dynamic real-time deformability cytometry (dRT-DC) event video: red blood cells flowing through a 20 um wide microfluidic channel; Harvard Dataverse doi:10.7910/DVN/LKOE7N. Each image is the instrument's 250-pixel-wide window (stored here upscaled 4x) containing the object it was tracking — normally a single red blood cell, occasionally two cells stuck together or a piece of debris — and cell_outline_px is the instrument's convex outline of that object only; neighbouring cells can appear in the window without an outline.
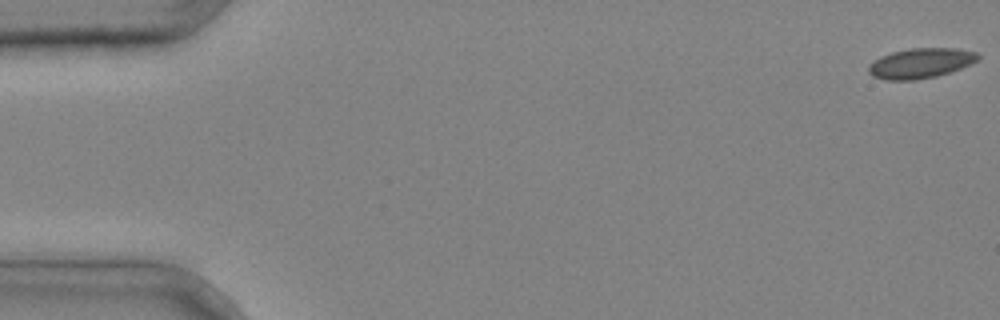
{"species": "common noctule bat (a hibernating species)", "species_latin": "Nyctalus noctula", "temperature_condition": "cold", "stored_images_in_passage": 39, "camera_frame_rate_fps": 3000, "um_per_image_px": 0.085, "animal": {"sex": "male", "body_mass_g": 20.4}, "frame": {"image": 1, "passage_image": 1, "time_ms": 0.0, "image_size_px": [1000, 320], "cell_outline_px": [[980, 56], [976, 60], [960, 68], [936, 76], [912, 80], [888, 80], [872, 76], [868, 72], [868, 64], [880, 56], [892, 52], [912, 48], [956, 48], [976, 52]], "centroid_in_image_um": [78.2, 5.36], "position_along_channel_um": 6.8, "area_um2": 18.96}}
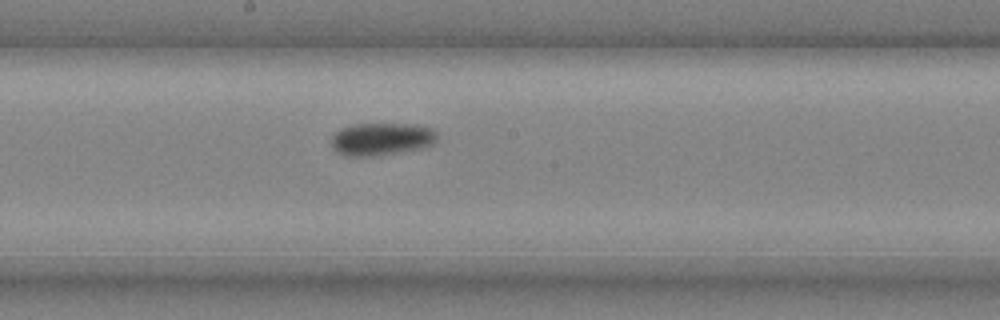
{"frame": {"image": 2, "passage_image": 24, "time_ms": 7.667, "image_size_px": [1000, 320], "cell_outline_px": [[436, 140], [432, 144], [424, 148], [380, 156], [344, 156], [336, 152], [332, 148], [332, 136], [340, 128], [352, 124], [412, 124], [432, 128], [436, 132]], "centroid_in_image_um": [32.41, 11.83], "position_along_channel_um": 215.8, "area_um2": 20.4}}
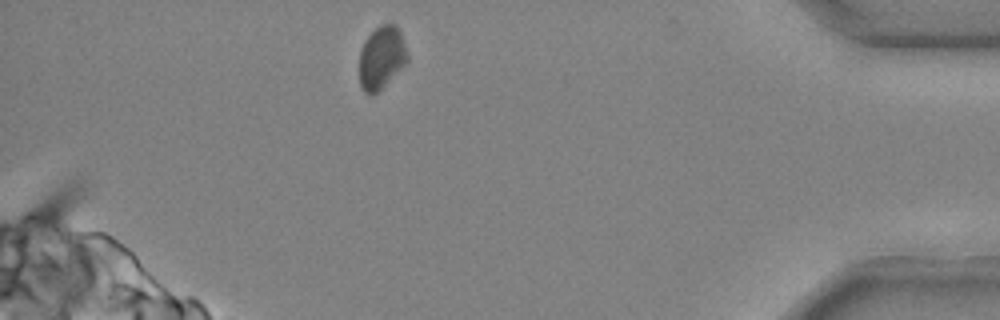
{"frame": {"image": 3, "passage_image": 39, "time_ms": 12.667, "image_size_px": [1000, 320], "cell_outline_px": [[408, 64], [372, 96], [368, 96], [364, 92], [360, 84], [360, 52], [364, 40], [380, 24], [396, 24], [400, 32], [408, 56]], "centroid_in_image_um": [32.44, 4.92], "position_along_channel_um": 402.8, "area_um2": 17.69}}